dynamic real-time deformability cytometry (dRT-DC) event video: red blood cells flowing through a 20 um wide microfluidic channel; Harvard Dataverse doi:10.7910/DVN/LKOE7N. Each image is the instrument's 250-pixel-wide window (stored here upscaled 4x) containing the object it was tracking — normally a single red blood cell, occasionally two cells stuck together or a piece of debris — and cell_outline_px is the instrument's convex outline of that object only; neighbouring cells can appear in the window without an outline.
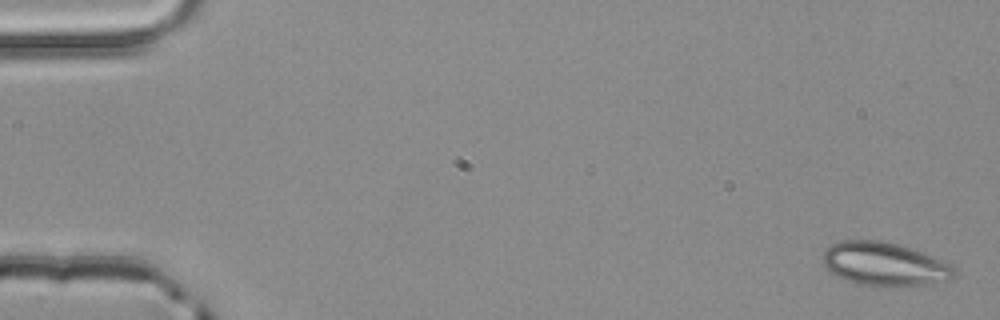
{"species": "common noctule bat (a hibernating species)", "species_latin": "Nyctalus noctula", "temperature_condition": "room temperature", "stored_images_in_passage": 4, "camera_frame_rate_fps": 3000, "um_per_image_px": 0.085, "animal": {"sex": "male", "body_mass_g": 20.4}, "frame": {"image": 1, "passage_image": 1, "time_ms": 0.0, "image_size_px": [1000, 320], "cell_outline_px": [[956, 276], [952, 280], [924, 284], [860, 284], [848, 280], [828, 272], [824, 264], [824, 248], [840, 240], [880, 240], [896, 244], [920, 252], [952, 264], [956, 272]], "centroid_in_image_um": [75.17, 22.41], "position_along_channel_um": 9.8, "area_um2": 32.54}}